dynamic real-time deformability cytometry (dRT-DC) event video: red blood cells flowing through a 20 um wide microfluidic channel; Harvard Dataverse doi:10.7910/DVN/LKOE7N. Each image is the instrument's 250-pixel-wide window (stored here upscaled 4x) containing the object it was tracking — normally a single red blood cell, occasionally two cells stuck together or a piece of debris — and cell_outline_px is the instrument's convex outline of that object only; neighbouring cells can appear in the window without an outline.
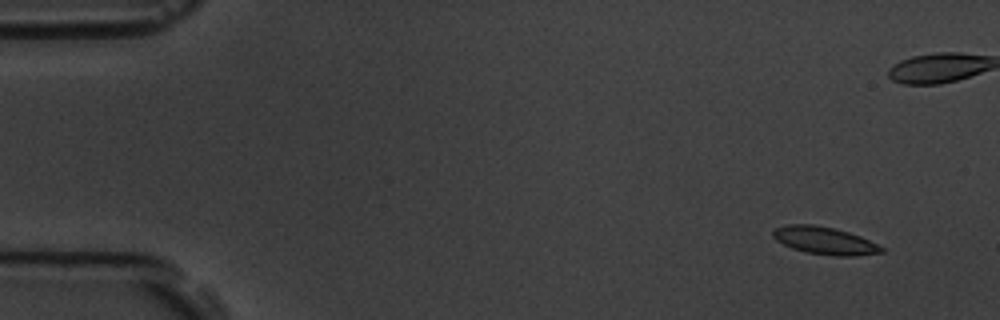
{"species": "common noctule bat (a hibernating species)", "species_latin": "Nyctalus noctula", "temperature_condition": "room temperature", "stored_images_in_passage": 4, "camera_frame_rate_fps": 3000, "um_per_image_px": 0.085, "animal": {"sex": "male", "body_mass_g": 19.5, "forearm_length_mm": 54.6}, "frame": {"image": 1, "passage_image": 1, "time_ms": 0.0, "image_size_px": [1000, 320], "cell_outline_px": [[884, 252], [856, 256], [832, 256], [808, 252], [792, 248], [776, 240], [772, 236], [772, 232], [776, 228], [788, 224], [812, 224], [832, 228], [848, 232], [860, 236], [884, 248]], "centroid_in_image_um": [70.09, 20.45], "position_along_channel_um": 14.9, "area_um2": 17.22}}